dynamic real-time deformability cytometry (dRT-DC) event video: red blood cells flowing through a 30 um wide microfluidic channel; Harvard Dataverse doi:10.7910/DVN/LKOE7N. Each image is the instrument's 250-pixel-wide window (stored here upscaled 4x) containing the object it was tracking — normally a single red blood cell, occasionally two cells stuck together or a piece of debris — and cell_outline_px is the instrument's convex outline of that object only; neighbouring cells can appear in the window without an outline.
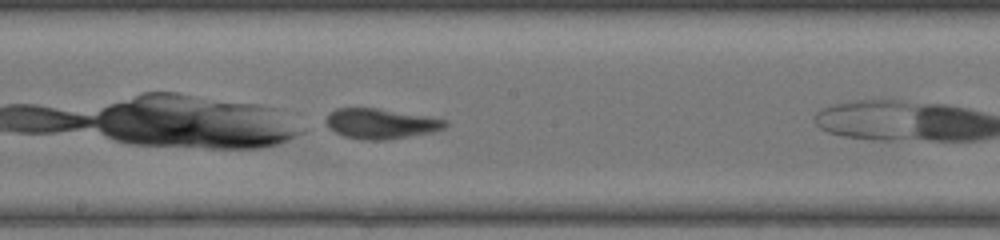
{"species": "common noctule bat (a hibernating species)", "species_latin": "Nyctalus noctula", "temperature_condition": "warm", "stored_images_in_passage": 19, "camera_frame_rate_fps": 3000, "um_per_image_px": 0.085, "animal": {"sex": "female", "body_mass_g": 17.0, "forearm_length_mm": 48.0}, "frame": {"image": 1, "passage_image": 14, "time_ms": 4.333, "image_size_px": [1000, 240], "cell_outline_px": [[448, 124], [444, 128], [432, 132], [388, 140], [364, 140], [344, 136], [328, 128], [324, 120], [328, 112], [336, 108], [376, 108], [448, 120]], "centroid_in_image_um": [32.31, 10.51], "position_along_channel_um": 215.9, "area_um2": 20.98}}